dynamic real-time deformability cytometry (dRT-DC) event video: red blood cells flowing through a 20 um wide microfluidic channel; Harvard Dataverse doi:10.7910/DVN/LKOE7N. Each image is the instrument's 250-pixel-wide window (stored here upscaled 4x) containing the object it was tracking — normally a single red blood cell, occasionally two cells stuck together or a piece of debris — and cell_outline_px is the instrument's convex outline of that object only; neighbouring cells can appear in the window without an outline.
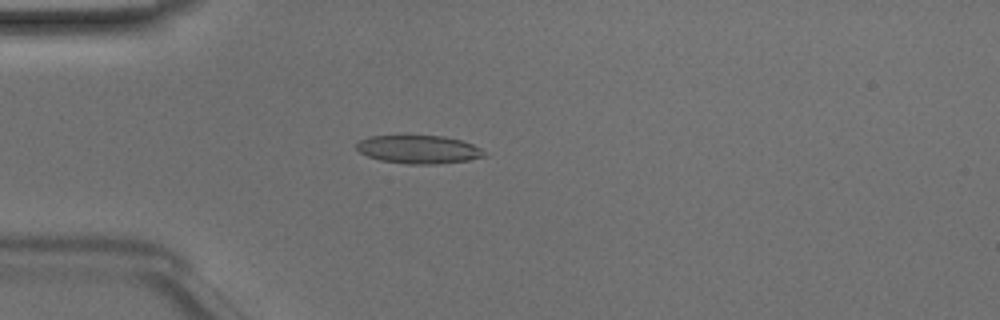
{"species": "Egyptian fruit bat (a non-hibernating species)", "species_latin": "Rousettus aegyptiacus", "temperature_condition": "room temperature", "stored_images_in_passage": 48, "camera_frame_rate_fps": 3000, "um_per_image_px": 0.085, "animal": {"sex": "male"}, "frame": {"image": 1, "passage_image": 13, "time_ms": 4.0, "image_size_px": [1000, 320], "cell_outline_px": [[484, 156], [468, 160], [436, 164], [408, 164], [380, 160], [368, 156], [360, 152], [356, 148], [356, 144], [360, 140], [368, 136], [444, 136], [460, 140], [472, 144], [480, 148], [484, 152]], "centroid_in_image_um": [35.56, 12.7], "position_along_channel_um": 49.4, "area_um2": 20.81}}
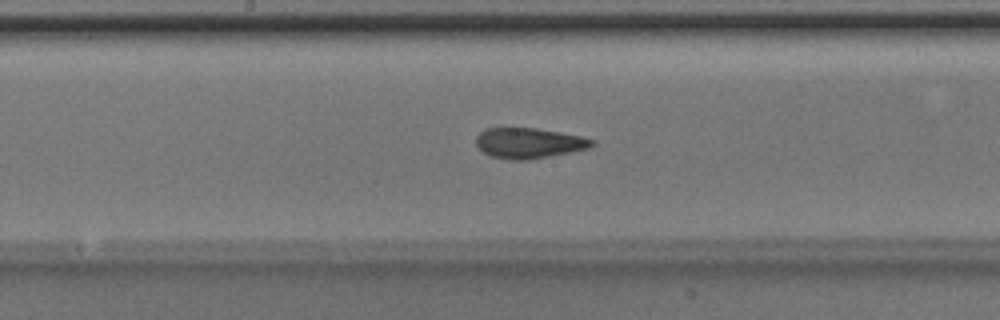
{"frame": {"image": 2, "passage_image": 25, "time_ms": 8.0, "image_size_px": [1000, 320], "cell_outline_px": [[596, 144], [588, 148], [528, 160], [512, 160], [492, 156], [484, 152], [476, 144], [476, 136], [484, 128], [536, 128], [560, 132], [580, 136], [596, 140]], "centroid_in_image_um": [44.95, 12.15], "position_along_channel_um": 203.2, "area_um2": 20.4}}
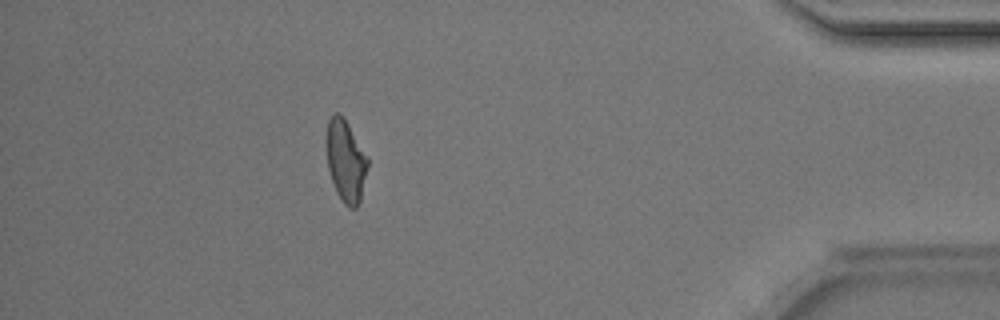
{"frame": {"image": 3, "passage_image": 43, "time_ms": 14.0, "image_size_px": [1000, 320], "cell_outline_px": [[368, 164], [360, 200], [356, 208], [348, 208], [344, 204], [336, 192], [328, 168], [324, 144], [324, 140], [328, 120], [336, 112], [340, 112], [344, 116], [368, 156]], "centroid_in_image_um": [29.35, 13.61], "position_along_channel_um": 405.8, "area_um2": 20.17}, "authors_computed_cell_mechanics": {"area_um2": 20.2589, "velocity_mm_per_s": 4.1648, "shape_relaxation_time_tau1_ms": 8.3071, "shape_relaxation_time_tau2_ms": 1.7507, "deformation_change_tau1": 0.2032, "deformation_change_tau2": 0.0921}}